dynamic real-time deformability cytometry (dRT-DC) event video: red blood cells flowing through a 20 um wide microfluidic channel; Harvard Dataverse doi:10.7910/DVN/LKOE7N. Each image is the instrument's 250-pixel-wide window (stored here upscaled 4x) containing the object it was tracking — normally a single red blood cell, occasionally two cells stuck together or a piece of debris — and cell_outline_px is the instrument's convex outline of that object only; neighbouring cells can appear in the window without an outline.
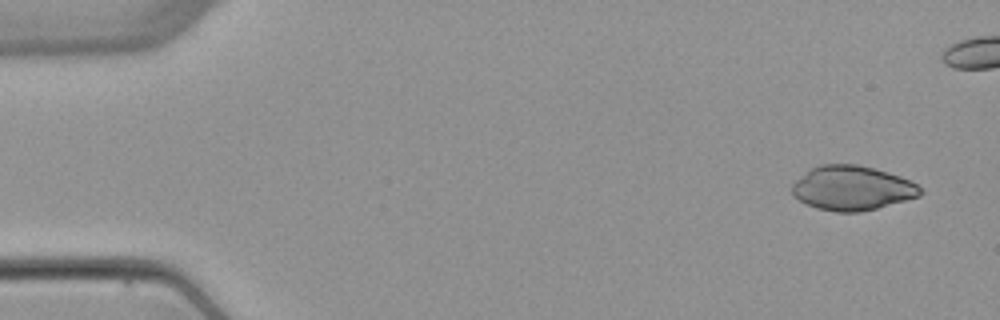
{"species": "common noctule bat (a hibernating species)", "species_latin": "Nyctalus noctula", "temperature_condition": "warm", "stored_images_in_passage": 5, "camera_frame_rate_fps": 3000, "um_per_image_px": 0.085, "animal": {"sex": "female", "body_mass_g": 22.7, "forearm_length_mm": 54.2}, "frame": {"image": 1, "passage_image": 1, "time_ms": 0.0, "image_size_px": [1000, 320], "cell_outline_px": [[924, 192], [920, 196], [876, 208], [860, 212], [836, 212], [816, 208], [792, 196], [792, 184], [796, 180], [812, 168], [820, 164], [856, 164], [888, 172], [900, 176], [916, 184]], "centroid_in_image_um": [72.42, 15.99], "position_along_channel_um": 12.6, "area_um2": 33.0}}